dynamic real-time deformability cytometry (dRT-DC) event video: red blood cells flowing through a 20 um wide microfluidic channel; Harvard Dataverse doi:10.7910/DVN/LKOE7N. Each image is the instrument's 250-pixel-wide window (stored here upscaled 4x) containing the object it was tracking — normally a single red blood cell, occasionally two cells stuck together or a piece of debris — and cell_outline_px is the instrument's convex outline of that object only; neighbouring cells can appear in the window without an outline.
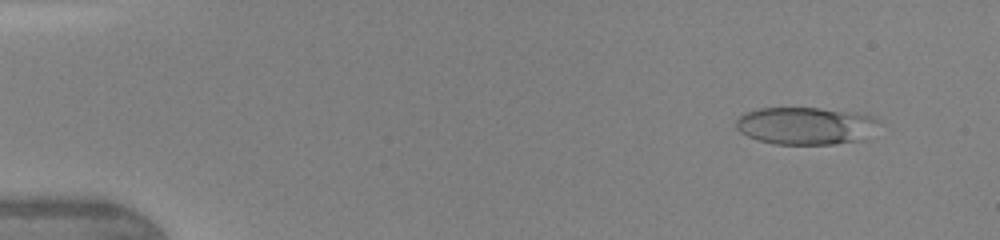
{"species": "human", "species_latin": "Homo sapiens", "temperature_condition": "warm", "stored_images_in_passage": 46, "camera_frame_rate_fps": 3000, "um_per_image_px": 0.085, "donor": {"sex": "female"}, "frame": {"image": 1, "passage_image": 4, "time_ms": 1.0, "image_size_px": [1000, 240], "cell_outline_px": [[880, 120], [864, 140], [836, 144], [776, 144], [760, 140], [748, 136], [740, 132], [736, 128], [736, 120], [744, 112], [760, 108], [820, 108], [856, 112], [872, 116]], "centroid_in_image_um": [68.48, 10.68], "position_along_channel_um": 16.5, "area_um2": 31.21}}
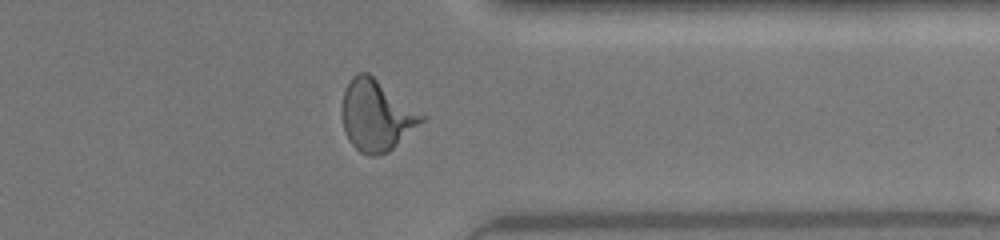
{"frame": {"image": 2, "passage_image": 37, "time_ms": 12.0, "image_size_px": [1000, 240], "cell_outline_px": [[428, 116], [424, 120], [388, 152], [380, 156], [368, 156], [360, 152], [352, 144], [344, 132], [340, 112], [340, 108], [344, 88], [348, 80], [356, 72], [368, 72]], "centroid_in_image_um": [31.96, 9.79], "position_along_channel_um": 379.4, "area_um2": 33.52}}
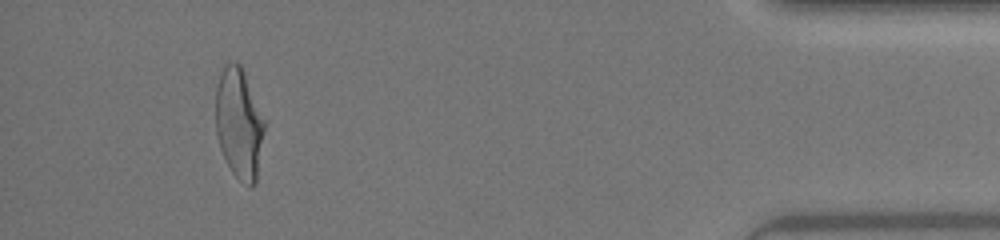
{"frame": {"image": 3, "passage_image": 43, "time_ms": 14.0, "image_size_px": [1000, 240], "cell_outline_px": [[264, 128], [256, 184], [252, 188], [240, 180], [232, 172], [220, 148], [216, 136], [216, 88], [224, 64], [240, 64], [244, 72], [264, 120]], "centroid_in_image_um": [20.3, 10.54], "position_along_channel_um": 414.9, "area_um2": 30.87}, "authors_computed_cell_mechanics": {"area_um2": 30.9808, "velocity_mm_per_s": 4.3731, "shape_relaxation_time_tau1_ms": 3.5979, "shape_relaxation_time_tau2_ms": null, "deformation_change_tau1": 0.177, "deformation_change_tau2": null}}